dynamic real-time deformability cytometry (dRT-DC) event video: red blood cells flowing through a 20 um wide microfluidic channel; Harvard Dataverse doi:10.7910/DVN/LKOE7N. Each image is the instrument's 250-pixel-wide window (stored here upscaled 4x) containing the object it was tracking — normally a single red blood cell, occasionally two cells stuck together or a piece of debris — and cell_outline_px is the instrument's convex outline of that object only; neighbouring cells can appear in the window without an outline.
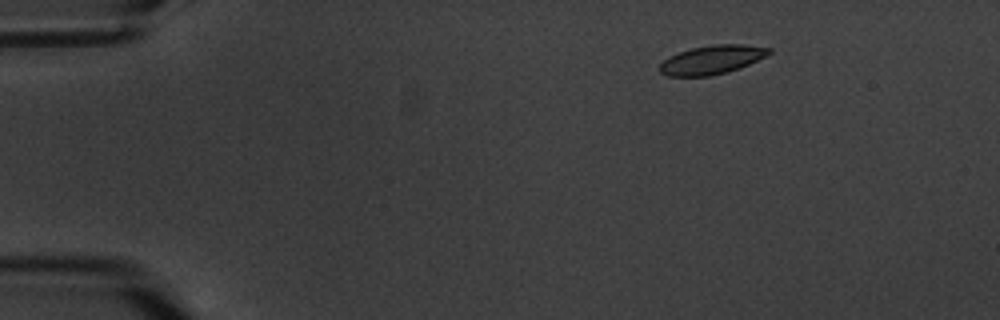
{"species": "common noctule bat (a hibernating species)", "species_latin": "Nyctalus noctula", "temperature_condition": "warm", "stored_images_in_passage": 4, "camera_frame_rate_fps": 3000, "um_per_image_px": 0.085, "animal": {"sex": "male", "body_mass_g": 20.1, "forearm_length_mm": 53.5}, "frame": {"image": 1, "passage_image": 1, "time_ms": 0.0, "image_size_px": [1000, 320], "cell_outline_px": [[772, 52], [740, 68], [708, 76], [668, 76], [660, 72], [660, 64], [668, 56], [692, 48], [712, 44], [740, 44], [772, 48]], "centroid_in_image_um": [60.49, 5.07], "position_along_channel_um": 24.5, "area_um2": 18.09}}
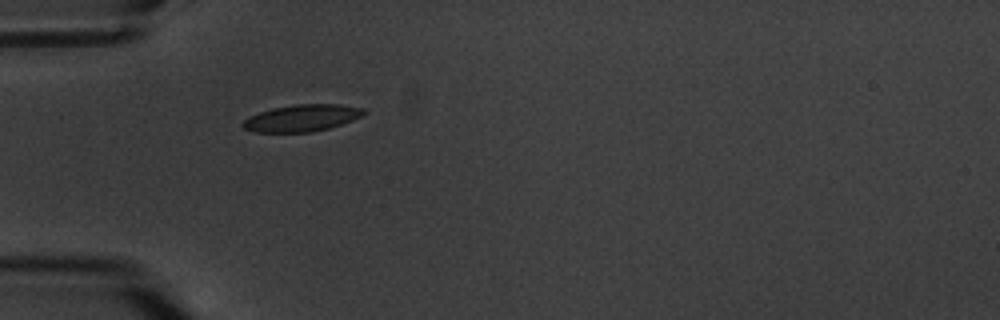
{"frame": {"image": 2, "passage_image": 4, "time_ms": 3.333, "image_size_px": [1000, 320], "cell_outline_px": [[368, 112], [352, 120], [328, 128], [312, 132], [256, 132], [244, 128], [240, 124], [248, 116], [272, 108], [296, 104], [340, 104], [364, 108]], "centroid_in_image_um": [25.65, 10.02], "position_along_channel_um": 59.3, "area_um2": 18.9}}